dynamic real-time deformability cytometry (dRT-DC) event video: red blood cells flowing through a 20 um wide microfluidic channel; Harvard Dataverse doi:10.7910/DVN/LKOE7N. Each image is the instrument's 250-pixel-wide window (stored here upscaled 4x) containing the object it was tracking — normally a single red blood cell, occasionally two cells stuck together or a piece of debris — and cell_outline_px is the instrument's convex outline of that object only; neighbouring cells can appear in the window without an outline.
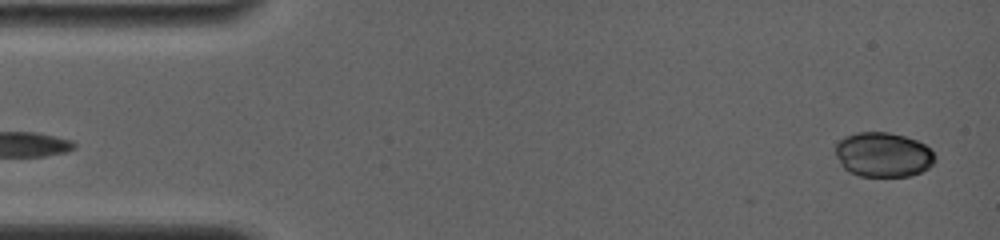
{"species": "common noctule bat (a hibernating species)", "species_latin": "Nyctalus noctula", "temperature_condition": "room temperature", "stored_images_in_passage": 57, "camera_frame_rate_fps": 4000, "um_per_image_px": 0.085, "animal": {"sex": "female", "body_mass_g": 19.0, "forearm_length_mm": 56.7}, "frame": {"image": 1, "passage_image": 3, "time_ms": 0.5, "image_size_px": [1000, 240], "cell_outline_px": [[936, 160], [928, 168], [912, 176], [860, 176], [848, 172], [840, 164], [836, 156], [836, 144], [844, 136], [856, 132], [888, 132], [904, 136], [916, 140], [924, 144], [936, 156]], "centroid_in_image_um": [75.05, 13.15], "position_along_channel_um": 9.9, "area_um2": 26.01}}
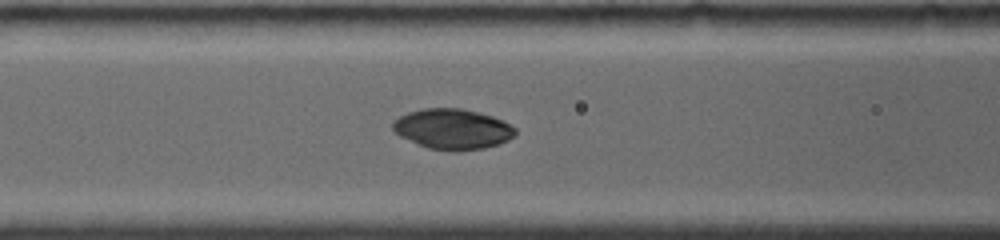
{"frame": {"image": 2, "passage_image": 26, "time_ms": 6.5, "image_size_px": [1000, 240], "cell_outline_px": [[516, 132], [508, 140], [500, 144], [484, 148], [428, 148], [400, 136], [392, 128], [392, 124], [400, 116], [408, 112], [424, 108], [460, 108], [492, 116], [516, 128]], "centroid_in_image_um": [38.46, 10.93], "position_along_channel_um": 128.1, "area_um2": 27.8}}
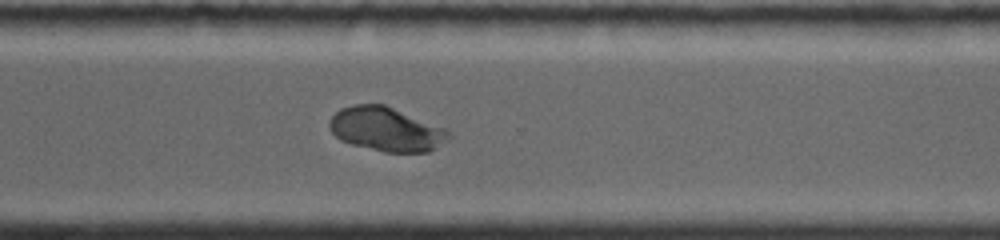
{"frame": {"image": 3, "passage_image": 48, "time_ms": 12.0, "image_size_px": [1000, 240], "cell_outline_px": [[452, 136], [448, 140], [436, 148], [428, 152], [384, 152], [352, 144], [340, 140], [332, 132], [328, 124], [328, 120], [340, 108], [352, 104], [384, 104], [448, 128], [452, 132]], "centroid_in_image_um": [32.87, 10.98], "position_along_channel_um": 337.7, "area_um2": 31.04}, "authors_computed_cell_mechanics": {"area_um2": 28.9578, "velocity_mm_per_s": 3.8183, "shape_relaxation_time_tau1_ms": 5.6291, "shape_relaxation_time_tau2_ms": 3.5654, "deformation_change_tau1": 0.0897, "deformation_change_tau2": 0.0219}}